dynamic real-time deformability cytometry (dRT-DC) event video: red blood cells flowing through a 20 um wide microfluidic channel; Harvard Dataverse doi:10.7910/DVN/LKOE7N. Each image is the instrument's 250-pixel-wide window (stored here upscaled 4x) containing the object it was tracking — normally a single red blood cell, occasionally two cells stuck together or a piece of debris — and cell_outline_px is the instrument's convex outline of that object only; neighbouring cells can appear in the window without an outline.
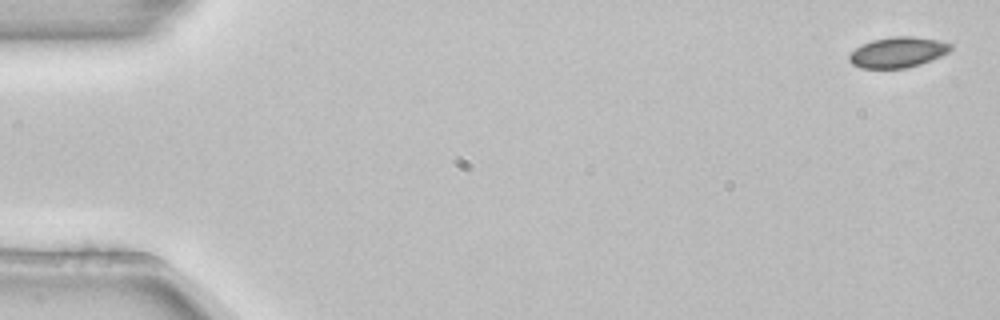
{"species": "common noctule bat (a hibernating species)", "species_latin": "Nyctalus noctula", "temperature_condition": "room temperature", "stored_images_in_passage": 5, "camera_frame_rate_fps": 3000, "um_per_image_px": 0.085, "animal": {"sex": "female", "body_mass_g": 22.7, "forearm_length_mm": 54.2}, "frame": {"image": 1, "passage_image": 1, "time_ms": 0.0, "image_size_px": [1000, 320], "cell_outline_px": [[952, 48], [948, 52], [940, 56], [920, 64], [908, 68], [860, 68], [852, 64], [848, 60], [848, 56], [856, 48], [872, 40], [892, 36], [912, 36], [940, 40], [952, 44]], "centroid_in_image_um": [76.32, 4.44], "position_along_channel_um": 8.7, "area_um2": 18.03}}
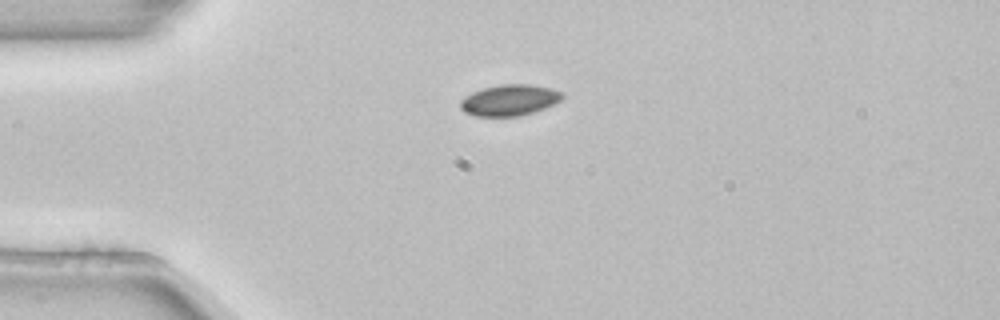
{"frame": {"image": 2, "passage_image": 4, "time_ms": 1.0, "image_size_px": [1000, 320], "cell_outline_px": [[564, 96], [560, 100], [544, 108], [520, 116], [476, 116], [464, 112], [460, 108], [460, 100], [464, 96], [472, 92], [484, 88], [500, 84], [532, 84], [552, 88], [560, 92]], "centroid_in_image_um": [43.27, 8.5], "position_along_channel_um": 41.7, "area_um2": 18.44}}
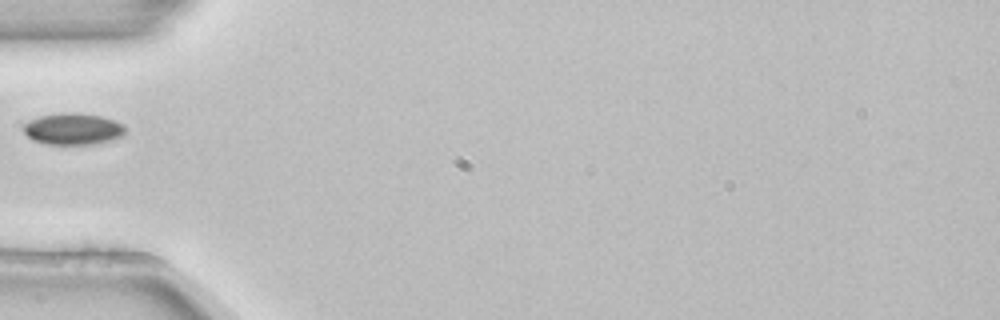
{"frame": {"image": 3, "passage_image": 5, "time_ms": 1.333, "image_size_px": [1000, 320], "cell_outline_px": [[124, 136], [92, 144], [44, 144], [32, 140], [24, 132], [24, 124], [28, 120], [40, 116], [72, 112], [76, 112], [100, 116], [124, 124]], "centroid_in_image_um": [6.18, 10.96], "position_along_channel_um": 78.8, "area_um2": 18.55}}